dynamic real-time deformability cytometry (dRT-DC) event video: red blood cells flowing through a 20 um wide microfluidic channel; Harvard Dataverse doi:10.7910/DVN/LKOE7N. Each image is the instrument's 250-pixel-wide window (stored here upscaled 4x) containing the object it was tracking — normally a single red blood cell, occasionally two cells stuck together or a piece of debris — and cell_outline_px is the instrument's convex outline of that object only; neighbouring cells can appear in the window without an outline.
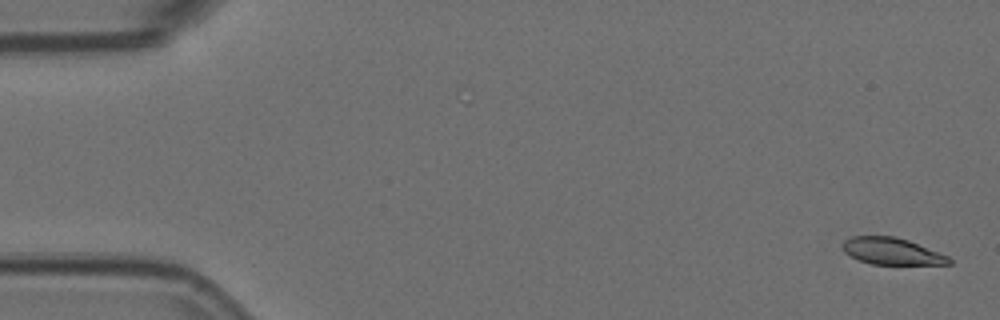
{"species": "Egyptian fruit bat (a non-hibernating species)", "species_latin": "Rousettus aegyptiacus", "temperature_condition": "room temperature", "stored_images_in_passage": 5, "camera_frame_rate_fps": 3000, "um_per_image_px": 0.085, "animal": {"sex": "female"}, "frame": {"image": 1, "passage_image": 1, "time_ms": 0.0, "image_size_px": [1000, 320], "cell_outline_px": [[952, 264], [872, 264], [860, 260], [844, 252], [844, 240], [852, 236], [892, 236], [908, 240], [948, 256], [952, 260]], "centroid_in_image_um": [75.82, 21.35], "position_along_channel_um": 9.2, "area_um2": 16.3}}
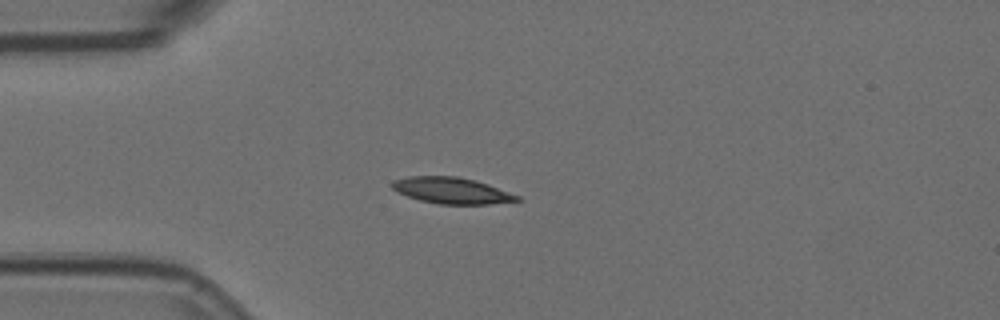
{"frame": {"image": 2, "passage_image": 5, "time_ms": 1.333, "image_size_px": [1000, 320], "cell_outline_px": [[520, 200], [492, 204], [440, 204], [420, 200], [396, 192], [392, 188], [392, 180], [408, 176], [456, 176], [476, 180], [488, 184], [520, 196]], "centroid_in_image_um": [38.38, 16.19], "position_along_channel_um": 46.6, "area_um2": 19.13}}